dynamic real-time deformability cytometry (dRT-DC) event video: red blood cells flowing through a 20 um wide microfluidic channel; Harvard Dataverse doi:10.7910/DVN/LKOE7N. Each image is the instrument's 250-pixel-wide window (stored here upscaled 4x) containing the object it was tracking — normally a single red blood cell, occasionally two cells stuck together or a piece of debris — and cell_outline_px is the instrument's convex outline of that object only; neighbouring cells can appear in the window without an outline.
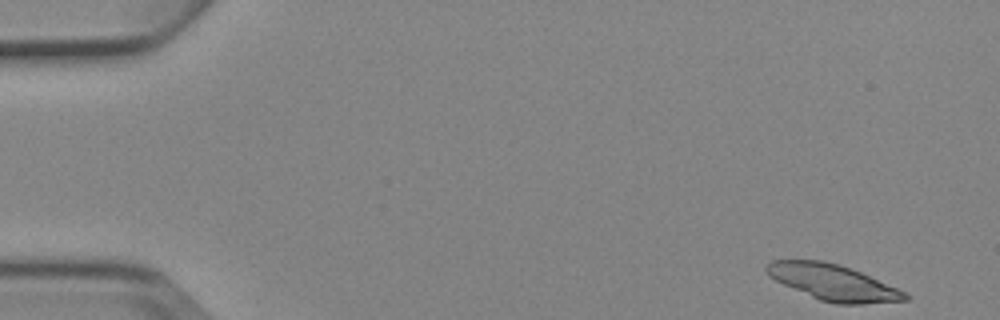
{"species": "Egyptian fruit bat (a non-hibernating species)", "species_latin": "Rousettus aegyptiacus", "temperature_condition": "cold", "stored_images_in_passage": 5, "camera_frame_rate_fps": 3000, "um_per_image_px": 0.085, "animal": {"sex": "female"}, "frame": {"image": 1, "passage_image": 1, "time_ms": 0.0, "image_size_px": [1000, 320], "cell_outline_px": [[908, 300], [864, 304], [836, 304], [820, 300], [784, 284], [768, 276], [764, 272], [764, 268], [772, 260], [824, 260], [840, 264], [860, 272], [908, 292]], "centroid_in_image_um": [70.82, 24.0], "position_along_channel_um": 14.2, "area_um2": 28.9}}
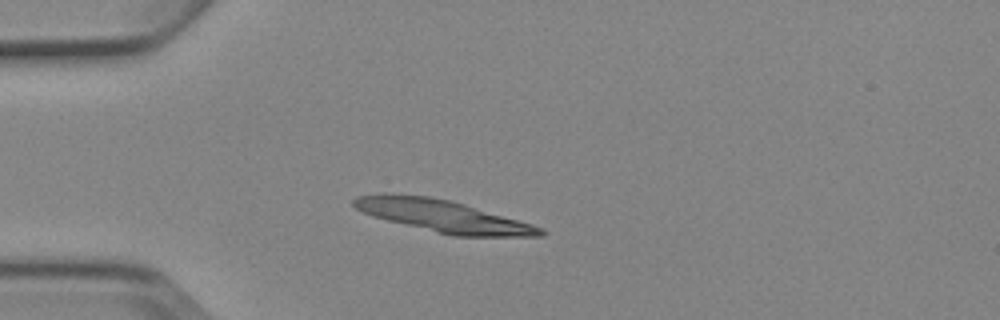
{"frame": {"image": 2, "passage_image": 4, "time_ms": 3.667, "image_size_px": [1000, 320], "cell_outline_px": [[548, 232], [544, 236], [452, 236], [372, 216], [356, 208], [352, 204], [352, 200], [356, 196], [380, 192], [384, 192], [432, 196], [464, 204], [532, 224], [544, 228]], "centroid_in_image_um": [37.63, 18.34], "position_along_channel_um": 47.4, "area_um2": 34.91}}